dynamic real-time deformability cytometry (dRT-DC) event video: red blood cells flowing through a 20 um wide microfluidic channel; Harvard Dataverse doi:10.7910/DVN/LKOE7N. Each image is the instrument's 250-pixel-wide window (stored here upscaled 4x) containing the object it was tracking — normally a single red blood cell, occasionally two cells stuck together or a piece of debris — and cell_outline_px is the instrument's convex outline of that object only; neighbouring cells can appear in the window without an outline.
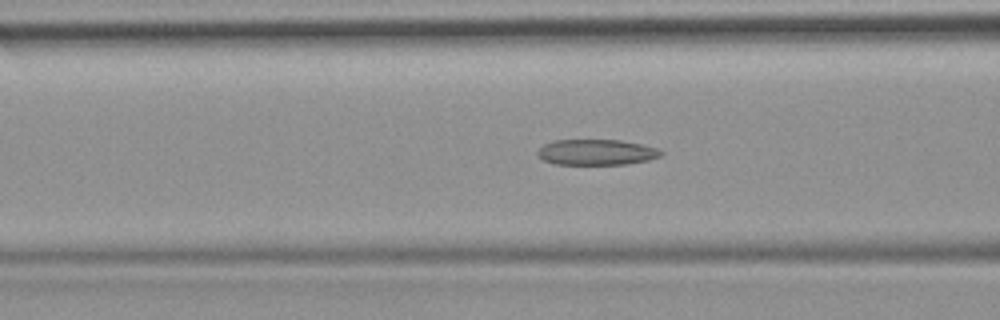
{"species": "common noctule bat (a hibernating species)", "species_latin": "Nyctalus noctula", "temperature_condition": "room temperature", "stored_images_in_passage": 40, "camera_frame_rate_fps": 3000, "um_per_image_px": 0.085, "animal": {"sex": "female", "body_mass_g": 19.9}, "frame": {"image": 1, "passage_image": 18, "time_ms": 5.667, "image_size_px": [1000, 320], "cell_outline_px": [[664, 152], [660, 156], [648, 160], [628, 164], [556, 164], [544, 160], [536, 156], [536, 152], [544, 144], [552, 140], [620, 140], [640, 144], [656, 148]], "centroid_in_image_um": [50.67, 12.94], "position_along_channel_um": 115.9, "area_um2": 18.44}}
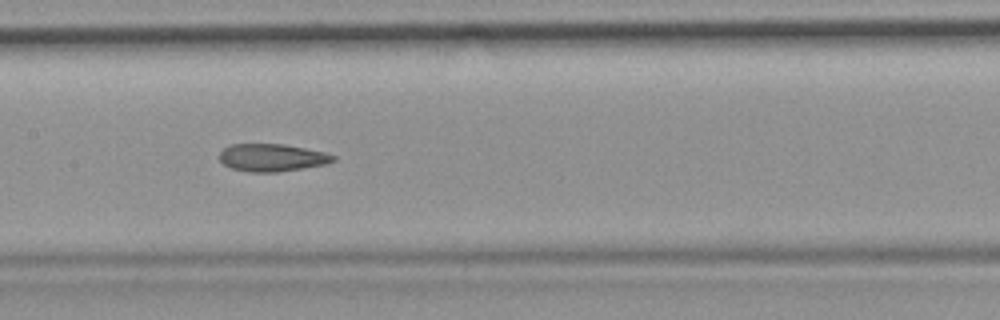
{"frame": {"image": 2, "passage_image": 23, "time_ms": 7.333, "image_size_px": [1000, 320], "cell_outline_px": [[336, 160], [328, 164], [304, 168], [276, 172], [248, 172], [232, 168], [224, 164], [220, 160], [220, 152], [224, 148], [232, 144], [284, 144], [324, 152], [336, 156]], "centroid_in_image_um": [23.15, 13.4], "position_along_channel_um": 184.3, "area_um2": 18.26}}